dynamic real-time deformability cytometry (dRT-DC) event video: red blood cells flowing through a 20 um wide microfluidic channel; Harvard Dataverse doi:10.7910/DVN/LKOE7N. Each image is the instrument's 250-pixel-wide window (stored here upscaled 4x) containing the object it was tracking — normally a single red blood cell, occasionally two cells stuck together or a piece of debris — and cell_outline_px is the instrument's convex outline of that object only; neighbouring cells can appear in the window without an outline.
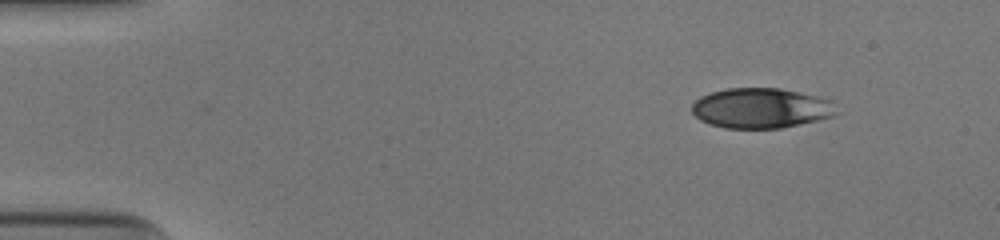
{"species": "human", "species_latin": "Homo sapiens", "temperature_condition": "cold", "stored_images_in_passage": 46, "camera_frame_rate_fps": 3000, "um_per_image_px": 0.085, "donor": {"sex": "male"}, "frame": {"image": 1, "passage_image": 1, "time_ms": 0.0, "image_size_px": [1000, 240], "cell_outline_px": [[840, 112], [836, 116], [780, 128], [724, 128], [708, 124], [700, 120], [692, 112], [692, 104], [700, 96], [712, 92], [728, 88], [780, 88], [816, 96], [832, 100]], "centroid_in_image_um": [64.71, 9.19], "position_along_channel_um": 20.3, "area_um2": 33.99}}
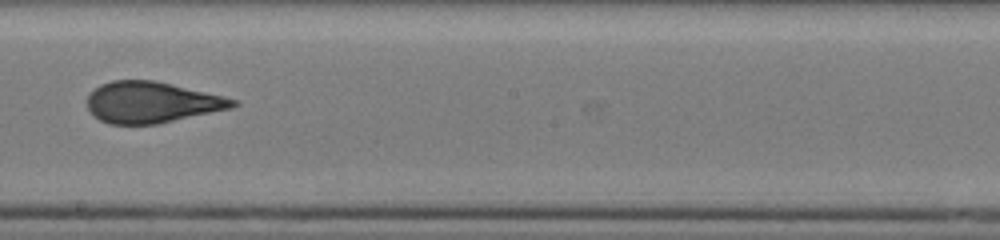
{"frame": {"image": 2, "passage_image": 25, "time_ms": 8.0, "image_size_px": [1000, 240], "cell_outline_px": [[240, 104], [232, 108], [156, 124], [108, 124], [92, 116], [88, 108], [88, 96], [100, 84], [112, 80], [152, 80], [224, 96], [240, 100]], "centroid_in_image_um": [12.9, 8.7], "position_along_channel_um": 235.3, "area_um2": 34.8}}
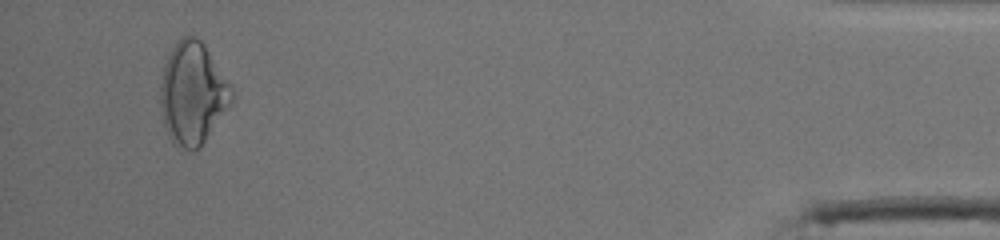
{"frame": {"image": 3, "passage_image": 44, "time_ms": 14.333, "image_size_px": [1000, 240], "cell_outline_px": [[236, 96], [232, 104], [200, 148], [192, 152], [172, 144], [168, 136], [164, 124], [160, 104], [160, 84], [164, 68], [168, 56], [172, 48], [184, 36], [196, 36], [204, 44], [236, 92]], "centroid_in_image_um": [16.41, 7.99], "position_along_channel_um": 418.8, "area_um2": 42.89}, "authors_computed_cell_mechanics": {"area_um2": 35.4603, "velocity_mm_per_s": 3.9736, "shape_relaxation_time_tau1_ms": 7.7885, "shape_relaxation_time_tau2_ms": 1.1412, "deformation_change_tau1": 0.2003, "deformation_change_tau2": 0.0802}}